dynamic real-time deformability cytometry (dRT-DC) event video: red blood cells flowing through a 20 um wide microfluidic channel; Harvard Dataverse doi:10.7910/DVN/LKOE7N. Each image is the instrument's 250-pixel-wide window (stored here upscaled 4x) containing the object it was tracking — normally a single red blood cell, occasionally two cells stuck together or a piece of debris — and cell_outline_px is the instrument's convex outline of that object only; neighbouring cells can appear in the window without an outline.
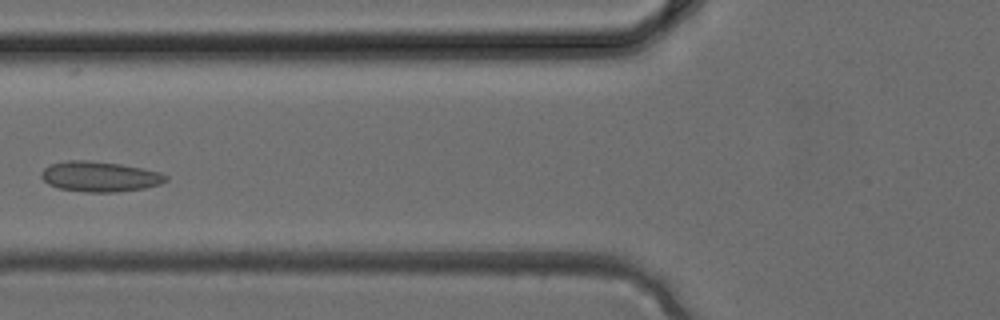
{"species": "common noctule bat (a hibernating species)", "species_latin": "Nyctalus noctula", "temperature_condition": "cold", "stored_images_in_passage": 4, "camera_frame_rate_fps": 3000, "um_per_image_px": 0.085, "animal": {"sex": "female", "body_mass_g": 24.6, "forearm_length_mm": 56.2}, "frame": {"image": 1, "passage_image": 4, "time_ms": 1.0, "image_size_px": [1000, 320], "cell_outline_px": [[168, 180], [160, 184], [144, 188], [116, 192], [88, 192], [60, 188], [48, 184], [40, 176], [40, 172], [44, 168], [52, 164], [68, 160], [88, 160], [120, 164], [160, 172], [168, 176]], "centroid_in_image_um": [8.48, 15.0], "position_along_channel_um": 117.3, "area_um2": 21.85}}